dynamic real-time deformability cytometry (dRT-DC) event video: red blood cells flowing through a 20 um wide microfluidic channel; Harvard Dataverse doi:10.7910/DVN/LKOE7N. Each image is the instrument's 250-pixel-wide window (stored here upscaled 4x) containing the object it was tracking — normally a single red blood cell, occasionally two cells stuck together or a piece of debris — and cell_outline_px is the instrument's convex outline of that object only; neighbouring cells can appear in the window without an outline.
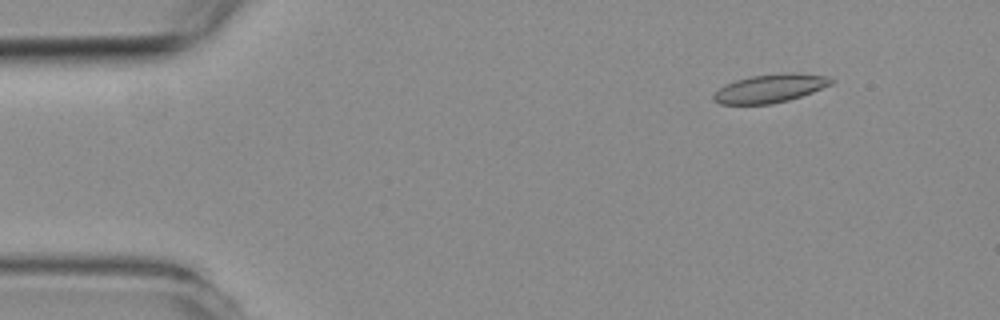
{"species": "common noctule bat (a hibernating species)", "species_latin": "Nyctalus noctula", "temperature_condition": "room temperature", "stored_images_in_passage": 4, "camera_frame_rate_fps": 3000, "um_per_image_px": 0.085, "animal": {"sex": "female", "body_mass_g": 19.3, "forearm_length_mm": 54.1}, "frame": {"image": 1, "passage_image": 2, "time_ms": 1.333, "image_size_px": [1000, 320], "cell_outline_px": [[836, 80], [832, 84], [812, 92], [788, 100], [772, 104], [720, 104], [712, 100], [712, 96], [724, 84], [736, 80], [752, 76], [780, 72], [792, 72], [828, 76]], "centroid_in_image_um": [65.47, 7.5], "position_along_channel_um": 19.5, "area_um2": 19.59}}